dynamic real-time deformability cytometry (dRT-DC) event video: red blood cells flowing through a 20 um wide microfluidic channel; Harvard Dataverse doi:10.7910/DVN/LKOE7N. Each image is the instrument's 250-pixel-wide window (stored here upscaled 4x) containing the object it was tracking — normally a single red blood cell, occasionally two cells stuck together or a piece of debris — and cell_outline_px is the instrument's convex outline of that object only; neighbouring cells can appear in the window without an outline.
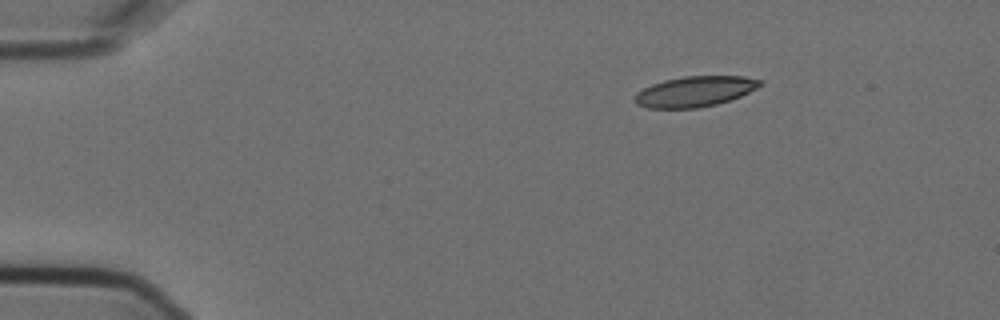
{"species": "Egyptian fruit bat (a non-hibernating species)", "species_latin": "Rousettus aegyptiacus", "temperature_condition": "cold", "stored_images_in_passage": 4, "camera_frame_rate_fps": 3000, "um_per_image_px": 0.085, "animal": {"sex": "female"}, "frame": {"image": 1, "passage_image": 1, "time_ms": 0.0, "image_size_px": [1000, 320], "cell_outline_px": [[764, 84], [740, 96], [716, 104], [696, 108], [648, 108], [636, 104], [636, 92], [652, 84], [664, 80], [684, 76], [744, 76], [764, 80]], "centroid_in_image_um": [59.09, 7.76], "position_along_channel_um": 25.9, "area_um2": 22.14}}